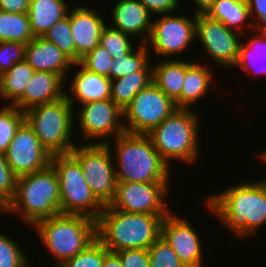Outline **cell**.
Listing matches in <instances>:
<instances>
[{"label": "cell", "instance_id": "obj_1", "mask_svg": "<svg viewBox=\"0 0 266 267\" xmlns=\"http://www.w3.org/2000/svg\"><path fill=\"white\" fill-rule=\"evenodd\" d=\"M206 197V210L236 238L258 236L266 225V191L258 181L230 184L223 191H214Z\"/></svg>", "mask_w": 266, "mask_h": 267}, {"label": "cell", "instance_id": "obj_2", "mask_svg": "<svg viewBox=\"0 0 266 267\" xmlns=\"http://www.w3.org/2000/svg\"><path fill=\"white\" fill-rule=\"evenodd\" d=\"M111 141L106 145L113 156L117 183H170L171 167L161 158L148 134L123 132Z\"/></svg>", "mask_w": 266, "mask_h": 267}, {"label": "cell", "instance_id": "obj_3", "mask_svg": "<svg viewBox=\"0 0 266 267\" xmlns=\"http://www.w3.org/2000/svg\"><path fill=\"white\" fill-rule=\"evenodd\" d=\"M166 216L128 213L105 206L96 220V236L109 252L146 249L161 236Z\"/></svg>", "mask_w": 266, "mask_h": 267}, {"label": "cell", "instance_id": "obj_4", "mask_svg": "<svg viewBox=\"0 0 266 267\" xmlns=\"http://www.w3.org/2000/svg\"><path fill=\"white\" fill-rule=\"evenodd\" d=\"M9 213L22 215V223L31 228L41 220L61 214L59 180L51 164L35 173L17 177Z\"/></svg>", "mask_w": 266, "mask_h": 267}, {"label": "cell", "instance_id": "obj_5", "mask_svg": "<svg viewBox=\"0 0 266 267\" xmlns=\"http://www.w3.org/2000/svg\"><path fill=\"white\" fill-rule=\"evenodd\" d=\"M200 119L197 111L178 108L148 134L153 146L170 167L174 160L191 165L199 160Z\"/></svg>", "mask_w": 266, "mask_h": 267}, {"label": "cell", "instance_id": "obj_6", "mask_svg": "<svg viewBox=\"0 0 266 267\" xmlns=\"http://www.w3.org/2000/svg\"><path fill=\"white\" fill-rule=\"evenodd\" d=\"M33 230L57 264L73 258L97 238L96 221L83 215L52 216L36 223Z\"/></svg>", "mask_w": 266, "mask_h": 267}, {"label": "cell", "instance_id": "obj_7", "mask_svg": "<svg viewBox=\"0 0 266 267\" xmlns=\"http://www.w3.org/2000/svg\"><path fill=\"white\" fill-rule=\"evenodd\" d=\"M74 110L65 95L56 101L25 110L24 121L51 155L66 154L76 145L71 138L75 130Z\"/></svg>", "mask_w": 266, "mask_h": 267}, {"label": "cell", "instance_id": "obj_8", "mask_svg": "<svg viewBox=\"0 0 266 267\" xmlns=\"http://www.w3.org/2000/svg\"><path fill=\"white\" fill-rule=\"evenodd\" d=\"M59 180L61 214L83 215L97 220L103 206L93 196L78 160L71 154L51 156Z\"/></svg>", "mask_w": 266, "mask_h": 267}, {"label": "cell", "instance_id": "obj_9", "mask_svg": "<svg viewBox=\"0 0 266 267\" xmlns=\"http://www.w3.org/2000/svg\"><path fill=\"white\" fill-rule=\"evenodd\" d=\"M70 153L81 165L85 180L96 200L109 206L116 193V173L113 156L106 144H76Z\"/></svg>", "mask_w": 266, "mask_h": 267}, {"label": "cell", "instance_id": "obj_10", "mask_svg": "<svg viewBox=\"0 0 266 267\" xmlns=\"http://www.w3.org/2000/svg\"><path fill=\"white\" fill-rule=\"evenodd\" d=\"M176 109L175 102L152 82L139 91L124 109L125 132L149 134Z\"/></svg>", "mask_w": 266, "mask_h": 267}, {"label": "cell", "instance_id": "obj_11", "mask_svg": "<svg viewBox=\"0 0 266 267\" xmlns=\"http://www.w3.org/2000/svg\"><path fill=\"white\" fill-rule=\"evenodd\" d=\"M152 20V31L146 43L161 59H172L196 41V14H164ZM190 45V46H189Z\"/></svg>", "mask_w": 266, "mask_h": 267}, {"label": "cell", "instance_id": "obj_12", "mask_svg": "<svg viewBox=\"0 0 266 267\" xmlns=\"http://www.w3.org/2000/svg\"><path fill=\"white\" fill-rule=\"evenodd\" d=\"M78 109L74 127L80 128L84 143L106 144L125 132L123 111L111 99L84 103Z\"/></svg>", "mask_w": 266, "mask_h": 267}, {"label": "cell", "instance_id": "obj_13", "mask_svg": "<svg viewBox=\"0 0 266 267\" xmlns=\"http://www.w3.org/2000/svg\"><path fill=\"white\" fill-rule=\"evenodd\" d=\"M170 183H117L116 193L110 206L128 213H142L167 216L171 210L167 198L171 191ZM166 201V202H165Z\"/></svg>", "mask_w": 266, "mask_h": 267}, {"label": "cell", "instance_id": "obj_14", "mask_svg": "<svg viewBox=\"0 0 266 267\" xmlns=\"http://www.w3.org/2000/svg\"><path fill=\"white\" fill-rule=\"evenodd\" d=\"M240 32L227 28L222 22L206 13L196 14V40L214 61L228 70L233 69L239 57V46L243 39Z\"/></svg>", "mask_w": 266, "mask_h": 267}, {"label": "cell", "instance_id": "obj_15", "mask_svg": "<svg viewBox=\"0 0 266 267\" xmlns=\"http://www.w3.org/2000/svg\"><path fill=\"white\" fill-rule=\"evenodd\" d=\"M4 155L17 177L46 168L52 156L25 121L16 130Z\"/></svg>", "mask_w": 266, "mask_h": 267}, {"label": "cell", "instance_id": "obj_16", "mask_svg": "<svg viewBox=\"0 0 266 267\" xmlns=\"http://www.w3.org/2000/svg\"><path fill=\"white\" fill-rule=\"evenodd\" d=\"M176 215L171 211L163 219L160 237L173 248L185 267H203L205 255L199 231L186 218Z\"/></svg>", "mask_w": 266, "mask_h": 267}, {"label": "cell", "instance_id": "obj_17", "mask_svg": "<svg viewBox=\"0 0 266 267\" xmlns=\"http://www.w3.org/2000/svg\"><path fill=\"white\" fill-rule=\"evenodd\" d=\"M76 6V7H75ZM69 8L71 35L76 49V63L89 51L99 45L102 29L107 25L105 17L96 8L84 4Z\"/></svg>", "mask_w": 266, "mask_h": 267}, {"label": "cell", "instance_id": "obj_18", "mask_svg": "<svg viewBox=\"0 0 266 267\" xmlns=\"http://www.w3.org/2000/svg\"><path fill=\"white\" fill-rule=\"evenodd\" d=\"M110 16V27L146 44L152 31V16L139 0H116ZM143 35V36H142Z\"/></svg>", "mask_w": 266, "mask_h": 267}, {"label": "cell", "instance_id": "obj_19", "mask_svg": "<svg viewBox=\"0 0 266 267\" xmlns=\"http://www.w3.org/2000/svg\"><path fill=\"white\" fill-rule=\"evenodd\" d=\"M25 60L34 71H48L60 75L67 84L73 62L44 37H34L26 44Z\"/></svg>", "mask_w": 266, "mask_h": 267}, {"label": "cell", "instance_id": "obj_20", "mask_svg": "<svg viewBox=\"0 0 266 267\" xmlns=\"http://www.w3.org/2000/svg\"><path fill=\"white\" fill-rule=\"evenodd\" d=\"M72 67H79V69L75 70L76 73L74 72L72 79L69 78V81H71L68 87H70L71 91L66 90L65 95L74 109L77 106L74 103L84 104L110 99L111 79L87 70L79 62L73 63Z\"/></svg>", "mask_w": 266, "mask_h": 267}, {"label": "cell", "instance_id": "obj_21", "mask_svg": "<svg viewBox=\"0 0 266 267\" xmlns=\"http://www.w3.org/2000/svg\"><path fill=\"white\" fill-rule=\"evenodd\" d=\"M66 81L58 74L48 71H34L26 84L23 97L14 105L21 111L33 106L56 101L66 94Z\"/></svg>", "mask_w": 266, "mask_h": 267}, {"label": "cell", "instance_id": "obj_22", "mask_svg": "<svg viewBox=\"0 0 266 267\" xmlns=\"http://www.w3.org/2000/svg\"><path fill=\"white\" fill-rule=\"evenodd\" d=\"M186 76V59H161L152 66V81L177 108H181V91Z\"/></svg>", "mask_w": 266, "mask_h": 267}, {"label": "cell", "instance_id": "obj_23", "mask_svg": "<svg viewBox=\"0 0 266 267\" xmlns=\"http://www.w3.org/2000/svg\"><path fill=\"white\" fill-rule=\"evenodd\" d=\"M201 64V62L186 60V76L181 91V108L192 109L194 104L211 90L215 75L210 66Z\"/></svg>", "mask_w": 266, "mask_h": 267}, {"label": "cell", "instance_id": "obj_24", "mask_svg": "<svg viewBox=\"0 0 266 267\" xmlns=\"http://www.w3.org/2000/svg\"><path fill=\"white\" fill-rule=\"evenodd\" d=\"M70 7L66 0H30L27 14L34 37H43L52 26L67 16Z\"/></svg>", "mask_w": 266, "mask_h": 267}, {"label": "cell", "instance_id": "obj_25", "mask_svg": "<svg viewBox=\"0 0 266 267\" xmlns=\"http://www.w3.org/2000/svg\"><path fill=\"white\" fill-rule=\"evenodd\" d=\"M206 14L222 22L227 28L240 32L243 39L248 35L245 31L252 33L255 30L246 0H215Z\"/></svg>", "mask_w": 266, "mask_h": 267}, {"label": "cell", "instance_id": "obj_26", "mask_svg": "<svg viewBox=\"0 0 266 267\" xmlns=\"http://www.w3.org/2000/svg\"><path fill=\"white\" fill-rule=\"evenodd\" d=\"M152 62L142 70L111 80L110 99L122 110L130 104L134 96L152 83Z\"/></svg>", "mask_w": 266, "mask_h": 267}, {"label": "cell", "instance_id": "obj_27", "mask_svg": "<svg viewBox=\"0 0 266 267\" xmlns=\"http://www.w3.org/2000/svg\"><path fill=\"white\" fill-rule=\"evenodd\" d=\"M253 32H255L254 35L241 42L239 57L233 69L240 68L248 72L249 75L257 74L256 77L258 78L261 74L266 75V34L259 33L256 30Z\"/></svg>", "mask_w": 266, "mask_h": 267}, {"label": "cell", "instance_id": "obj_28", "mask_svg": "<svg viewBox=\"0 0 266 267\" xmlns=\"http://www.w3.org/2000/svg\"><path fill=\"white\" fill-rule=\"evenodd\" d=\"M33 73L34 69L24 59L0 75V98L8 101L4 105L14 106L23 97Z\"/></svg>", "mask_w": 266, "mask_h": 267}, {"label": "cell", "instance_id": "obj_29", "mask_svg": "<svg viewBox=\"0 0 266 267\" xmlns=\"http://www.w3.org/2000/svg\"><path fill=\"white\" fill-rule=\"evenodd\" d=\"M33 38L27 13L0 11V42L18 41L27 44Z\"/></svg>", "mask_w": 266, "mask_h": 267}, {"label": "cell", "instance_id": "obj_30", "mask_svg": "<svg viewBox=\"0 0 266 267\" xmlns=\"http://www.w3.org/2000/svg\"><path fill=\"white\" fill-rule=\"evenodd\" d=\"M137 45V48L134 47L126 55L118 59H113L112 65L110 66L111 80L142 70L151 61V54H149L151 50L148 49L147 45L140 42Z\"/></svg>", "mask_w": 266, "mask_h": 267}, {"label": "cell", "instance_id": "obj_31", "mask_svg": "<svg viewBox=\"0 0 266 267\" xmlns=\"http://www.w3.org/2000/svg\"><path fill=\"white\" fill-rule=\"evenodd\" d=\"M134 41L133 37L110 27L107 23L101 31L99 45L105 48L113 59H118L134 48Z\"/></svg>", "mask_w": 266, "mask_h": 267}, {"label": "cell", "instance_id": "obj_32", "mask_svg": "<svg viewBox=\"0 0 266 267\" xmlns=\"http://www.w3.org/2000/svg\"><path fill=\"white\" fill-rule=\"evenodd\" d=\"M24 122V111L16 106H0V153L4 154L16 130Z\"/></svg>", "mask_w": 266, "mask_h": 267}, {"label": "cell", "instance_id": "obj_33", "mask_svg": "<svg viewBox=\"0 0 266 267\" xmlns=\"http://www.w3.org/2000/svg\"><path fill=\"white\" fill-rule=\"evenodd\" d=\"M43 37L56 45L73 63H76V49L68 16L59 20Z\"/></svg>", "mask_w": 266, "mask_h": 267}, {"label": "cell", "instance_id": "obj_34", "mask_svg": "<svg viewBox=\"0 0 266 267\" xmlns=\"http://www.w3.org/2000/svg\"><path fill=\"white\" fill-rule=\"evenodd\" d=\"M109 251L96 238L82 252L63 263L64 267H102L104 256Z\"/></svg>", "mask_w": 266, "mask_h": 267}, {"label": "cell", "instance_id": "obj_35", "mask_svg": "<svg viewBox=\"0 0 266 267\" xmlns=\"http://www.w3.org/2000/svg\"><path fill=\"white\" fill-rule=\"evenodd\" d=\"M12 236L0 232V267H21L28 259V254L20 248Z\"/></svg>", "mask_w": 266, "mask_h": 267}, {"label": "cell", "instance_id": "obj_36", "mask_svg": "<svg viewBox=\"0 0 266 267\" xmlns=\"http://www.w3.org/2000/svg\"><path fill=\"white\" fill-rule=\"evenodd\" d=\"M150 267H185L176 252L161 237L149 248Z\"/></svg>", "mask_w": 266, "mask_h": 267}, {"label": "cell", "instance_id": "obj_37", "mask_svg": "<svg viewBox=\"0 0 266 267\" xmlns=\"http://www.w3.org/2000/svg\"><path fill=\"white\" fill-rule=\"evenodd\" d=\"M113 58L101 45L86 53L79 63L87 70L110 79V66Z\"/></svg>", "mask_w": 266, "mask_h": 267}, {"label": "cell", "instance_id": "obj_38", "mask_svg": "<svg viewBox=\"0 0 266 267\" xmlns=\"http://www.w3.org/2000/svg\"><path fill=\"white\" fill-rule=\"evenodd\" d=\"M26 44L18 41L0 42V75L25 59Z\"/></svg>", "mask_w": 266, "mask_h": 267}, {"label": "cell", "instance_id": "obj_39", "mask_svg": "<svg viewBox=\"0 0 266 267\" xmlns=\"http://www.w3.org/2000/svg\"><path fill=\"white\" fill-rule=\"evenodd\" d=\"M17 176L0 153V196L10 202L15 195Z\"/></svg>", "mask_w": 266, "mask_h": 267}, {"label": "cell", "instance_id": "obj_40", "mask_svg": "<svg viewBox=\"0 0 266 267\" xmlns=\"http://www.w3.org/2000/svg\"><path fill=\"white\" fill-rule=\"evenodd\" d=\"M122 267H150L149 252L146 249H127L115 252Z\"/></svg>", "mask_w": 266, "mask_h": 267}, {"label": "cell", "instance_id": "obj_41", "mask_svg": "<svg viewBox=\"0 0 266 267\" xmlns=\"http://www.w3.org/2000/svg\"><path fill=\"white\" fill-rule=\"evenodd\" d=\"M255 30L266 34V0H246Z\"/></svg>", "mask_w": 266, "mask_h": 267}, {"label": "cell", "instance_id": "obj_42", "mask_svg": "<svg viewBox=\"0 0 266 267\" xmlns=\"http://www.w3.org/2000/svg\"><path fill=\"white\" fill-rule=\"evenodd\" d=\"M149 13L154 15H164L178 13L180 10V0H139Z\"/></svg>", "mask_w": 266, "mask_h": 267}, {"label": "cell", "instance_id": "obj_43", "mask_svg": "<svg viewBox=\"0 0 266 267\" xmlns=\"http://www.w3.org/2000/svg\"><path fill=\"white\" fill-rule=\"evenodd\" d=\"M30 0H0V11L7 13H27Z\"/></svg>", "mask_w": 266, "mask_h": 267}, {"label": "cell", "instance_id": "obj_44", "mask_svg": "<svg viewBox=\"0 0 266 267\" xmlns=\"http://www.w3.org/2000/svg\"><path fill=\"white\" fill-rule=\"evenodd\" d=\"M215 0H189L191 4L196 5V9L194 8V13H207V11L213 6Z\"/></svg>", "mask_w": 266, "mask_h": 267}, {"label": "cell", "instance_id": "obj_45", "mask_svg": "<svg viewBox=\"0 0 266 267\" xmlns=\"http://www.w3.org/2000/svg\"><path fill=\"white\" fill-rule=\"evenodd\" d=\"M102 267H122V263L116 253L108 252L104 256Z\"/></svg>", "mask_w": 266, "mask_h": 267}, {"label": "cell", "instance_id": "obj_46", "mask_svg": "<svg viewBox=\"0 0 266 267\" xmlns=\"http://www.w3.org/2000/svg\"><path fill=\"white\" fill-rule=\"evenodd\" d=\"M257 156H258V158H259L260 161H262V162H264V164H266V149L264 151H260ZM258 182L261 184V186L266 191V174H265L264 179H262V180L261 179H258Z\"/></svg>", "mask_w": 266, "mask_h": 267}, {"label": "cell", "instance_id": "obj_47", "mask_svg": "<svg viewBox=\"0 0 266 267\" xmlns=\"http://www.w3.org/2000/svg\"><path fill=\"white\" fill-rule=\"evenodd\" d=\"M9 213V202L0 196V217Z\"/></svg>", "mask_w": 266, "mask_h": 267}, {"label": "cell", "instance_id": "obj_48", "mask_svg": "<svg viewBox=\"0 0 266 267\" xmlns=\"http://www.w3.org/2000/svg\"><path fill=\"white\" fill-rule=\"evenodd\" d=\"M53 265H48L50 267H64L63 264H57V263H52Z\"/></svg>", "mask_w": 266, "mask_h": 267}, {"label": "cell", "instance_id": "obj_49", "mask_svg": "<svg viewBox=\"0 0 266 267\" xmlns=\"http://www.w3.org/2000/svg\"><path fill=\"white\" fill-rule=\"evenodd\" d=\"M30 263H31V262H30V259H29V260H28L24 265H22L21 267H28V266L30 267Z\"/></svg>", "mask_w": 266, "mask_h": 267}]
</instances>
